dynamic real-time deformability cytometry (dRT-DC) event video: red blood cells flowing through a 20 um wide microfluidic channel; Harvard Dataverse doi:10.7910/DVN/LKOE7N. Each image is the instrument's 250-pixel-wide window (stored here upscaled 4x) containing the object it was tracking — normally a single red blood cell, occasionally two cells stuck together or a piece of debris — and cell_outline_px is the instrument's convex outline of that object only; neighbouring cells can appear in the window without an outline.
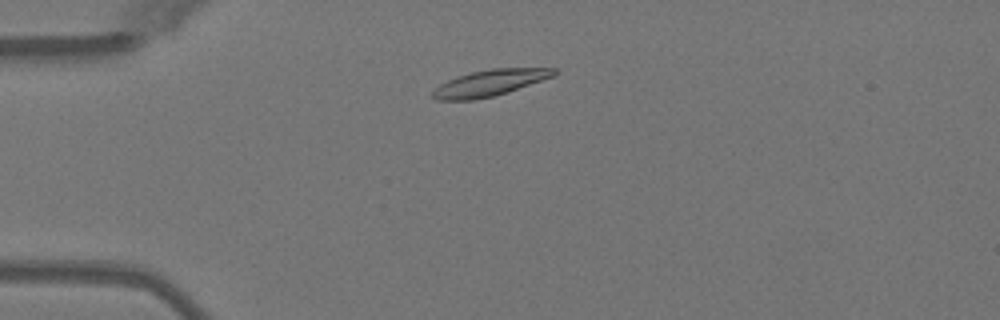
{"species": "Egyptian fruit bat (a non-hibernating species)", "species_latin": "Rousettus aegyptiacus", "temperature_condition": "warm", "stored_images_in_passage": 39, "camera_frame_rate_fps": 3000, "um_per_image_px": 0.085, "animal": {"sex": "female"}, "frame": {"image": 1, "passage_image": 1, "time_ms": 0.0, "image_size_px": [1000, 320], "cell_outline_px": [[560, 72], [552, 76], [508, 92], [492, 96], [472, 100], [436, 100], [432, 96], [432, 92], [440, 84], [456, 76], [472, 72], [492, 68], [556, 68]], "centroid_in_image_um": [41.62, 7.04], "position_along_channel_um": 43.4, "area_um2": 18.38}}
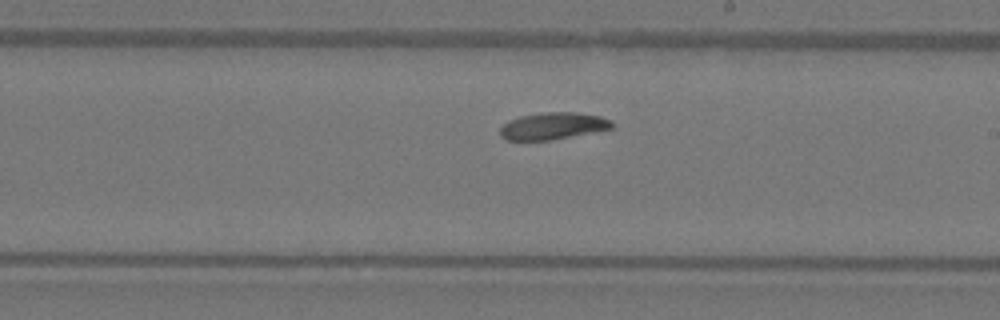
{"frame": {"image": 2, "passage_image": 18, "time_ms": 5.667, "image_size_px": [1000, 320], "cell_outline_px": [[612, 128], [552, 140], [504, 140], [500, 136], [500, 128], [508, 120], [520, 116], [544, 112], [576, 112], [600, 116], [612, 120]], "centroid_in_image_um": [46.96, 10.7], "position_along_channel_um": 242.0, "area_um2": 17.57}}
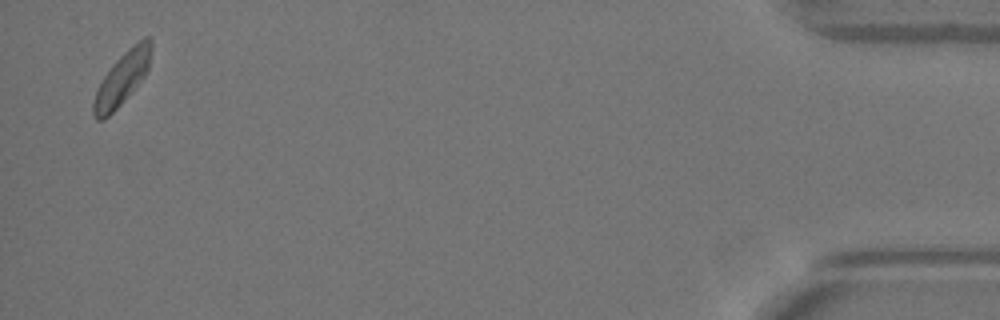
{"frame": {"image": 3, "passage_image": 38, "time_ms": 12.333, "image_size_px": [1000, 320], "cell_outline_px": [[152, 48], [148, 68], [144, 76], [120, 104], [104, 120], [96, 120], [92, 112], [92, 104], [96, 92], [104, 76], [116, 60], [128, 48], [144, 36], [152, 36]], "centroid_in_image_um": [10.39, 6.63], "position_along_channel_um": 424.8, "area_um2": 17.4}, "authors_computed_cell_mechanics": {"area_um2": 17.8602, "velocity_mm_per_s": 3.9864, "shape_relaxation_time_tau1_ms": 3.8485, "shape_relaxation_time_tau2_ms": null, "deformation_change_tau1": 0.1113, "deformation_change_tau2": null}}